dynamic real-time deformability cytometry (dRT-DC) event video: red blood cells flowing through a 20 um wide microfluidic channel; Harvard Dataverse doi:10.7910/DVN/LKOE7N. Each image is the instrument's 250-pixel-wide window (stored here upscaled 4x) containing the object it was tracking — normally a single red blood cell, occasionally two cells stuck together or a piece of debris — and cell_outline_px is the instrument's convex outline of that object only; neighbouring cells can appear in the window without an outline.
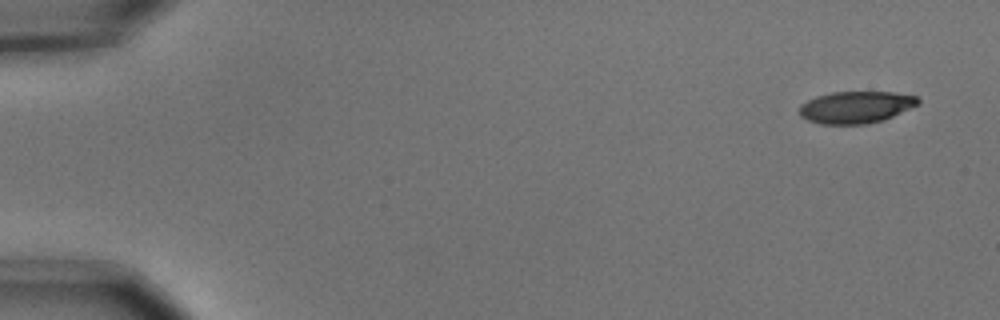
{"species": "common noctule bat (a hibernating species)", "species_latin": "Nyctalus noctula", "temperature_condition": "cold", "stored_images_in_passage": 4, "camera_frame_rate_fps": 3000, "um_per_image_px": 0.085, "animal": {"sex": "male", "body_mass_g": 15.6}, "frame": {"image": 1, "passage_image": 1, "time_ms": 0.0, "image_size_px": [1000, 320], "cell_outline_px": [[920, 104], [884, 120], [864, 124], [820, 124], [808, 120], [800, 116], [800, 104], [816, 96], [832, 92], [892, 92], [916, 96], [920, 100]], "centroid_in_image_um": [72.76, 9.11], "position_along_channel_um": 12.2, "area_um2": 22.14}}